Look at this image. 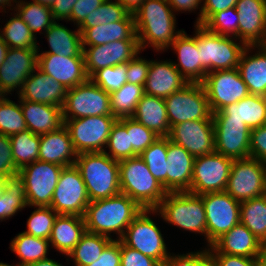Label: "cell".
<instances>
[{
	"mask_svg": "<svg viewBox=\"0 0 266 266\" xmlns=\"http://www.w3.org/2000/svg\"><path fill=\"white\" fill-rule=\"evenodd\" d=\"M20 104L27 129L34 134H46L64 125L62 107L28 100H20Z\"/></svg>",
	"mask_w": 266,
	"mask_h": 266,
	"instance_id": "obj_31",
	"label": "cell"
},
{
	"mask_svg": "<svg viewBox=\"0 0 266 266\" xmlns=\"http://www.w3.org/2000/svg\"><path fill=\"white\" fill-rule=\"evenodd\" d=\"M205 206L207 247L240 222V204L226 191L199 195Z\"/></svg>",
	"mask_w": 266,
	"mask_h": 266,
	"instance_id": "obj_13",
	"label": "cell"
},
{
	"mask_svg": "<svg viewBox=\"0 0 266 266\" xmlns=\"http://www.w3.org/2000/svg\"><path fill=\"white\" fill-rule=\"evenodd\" d=\"M194 27L196 28L194 37H189L182 29L171 44L178 55V64L175 62L173 64L187 82L201 83L207 71L201 65V55L197 47V24Z\"/></svg>",
	"mask_w": 266,
	"mask_h": 266,
	"instance_id": "obj_25",
	"label": "cell"
},
{
	"mask_svg": "<svg viewBox=\"0 0 266 266\" xmlns=\"http://www.w3.org/2000/svg\"><path fill=\"white\" fill-rule=\"evenodd\" d=\"M78 30L82 35V47L97 46L117 40H138L133 14L125 20L94 27H78Z\"/></svg>",
	"mask_w": 266,
	"mask_h": 266,
	"instance_id": "obj_30",
	"label": "cell"
},
{
	"mask_svg": "<svg viewBox=\"0 0 266 266\" xmlns=\"http://www.w3.org/2000/svg\"><path fill=\"white\" fill-rule=\"evenodd\" d=\"M171 8L174 12L179 11H194L198 9L199 5L202 7L200 3L202 0H167Z\"/></svg>",
	"mask_w": 266,
	"mask_h": 266,
	"instance_id": "obj_62",
	"label": "cell"
},
{
	"mask_svg": "<svg viewBox=\"0 0 266 266\" xmlns=\"http://www.w3.org/2000/svg\"><path fill=\"white\" fill-rule=\"evenodd\" d=\"M13 9L28 25L34 36L41 30L46 32L56 21L53 18L50 6L37 2H25L20 0Z\"/></svg>",
	"mask_w": 266,
	"mask_h": 266,
	"instance_id": "obj_41",
	"label": "cell"
},
{
	"mask_svg": "<svg viewBox=\"0 0 266 266\" xmlns=\"http://www.w3.org/2000/svg\"><path fill=\"white\" fill-rule=\"evenodd\" d=\"M214 266H256V257L210 253Z\"/></svg>",
	"mask_w": 266,
	"mask_h": 266,
	"instance_id": "obj_60",
	"label": "cell"
},
{
	"mask_svg": "<svg viewBox=\"0 0 266 266\" xmlns=\"http://www.w3.org/2000/svg\"><path fill=\"white\" fill-rule=\"evenodd\" d=\"M36 70L37 72L33 71L24 81L23 87L17 93L19 99L63 107L67 89L38 68Z\"/></svg>",
	"mask_w": 266,
	"mask_h": 266,
	"instance_id": "obj_24",
	"label": "cell"
},
{
	"mask_svg": "<svg viewBox=\"0 0 266 266\" xmlns=\"http://www.w3.org/2000/svg\"><path fill=\"white\" fill-rule=\"evenodd\" d=\"M143 94V86L126 82L120 89L110 93L112 115L117 119L132 117Z\"/></svg>",
	"mask_w": 266,
	"mask_h": 266,
	"instance_id": "obj_42",
	"label": "cell"
},
{
	"mask_svg": "<svg viewBox=\"0 0 266 266\" xmlns=\"http://www.w3.org/2000/svg\"><path fill=\"white\" fill-rule=\"evenodd\" d=\"M196 24L203 25L213 14L235 7L238 0H202Z\"/></svg>",
	"mask_w": 266,
	"mask_h": 266,
	"instance_id": "obj_57",
	"label": "cell"
},
{
	"mask_svg": "<svg viewBox=\"0 0 266 266\" xmlns=\"http://www.w3.org/2000/svg\"><path fill=\"white\" fill-rule=\"evenodd\" d=\"M164 101L170 128L186 121L213 120V113L201 83L188 82Z\"/></svg>",
	"mask_w": 266,
	"mask_h": 266,
	"instance_id": "obj_7",
	"label": "cell"
},
{
	"mask_svg": "<svg viewBox=\"0 0 266 266\" xmlns=\"http://www.w3.org/2000/svg\"><path fill=\"white\" fill-rule=\"evenodd\" d=\"M26 206H28V202L24 179L19 173L10 176L6 183V188L3 192H0V220L3 221L11 218Z\"/></svg>",
	"mask_w": 266,
	"mask_h": 266,
	"instance_id": "obj_38",
	"label": "cell"
},
{
	"mask_svg": "<svg viewBox=\"0 0 266 266\" xmlns=\"http://www.w3.org/2000/svg\"><path fill=\"white\" fill-rule=\"evenodd\" d=\"M18 173L19 169L13 161L10 137L0 134V174L16 175Z\"/></svg>",
	"mask_w": 266,
	"mask_h": 266,
	"instance_id": "obj_56",
	"label": "cell"
},
{
	"mask_svg": "<svg viewBox=\"0 0 266 266\" xmlns=\"http://www.w3.org/2000/svg\"><path fill=\"white\" fill-rule=\"evenodd\" d=\"M37 68L60 82L67 90L89 79L84 57H61L56 54H40L38 51Z\"/></svg>",
	"mask_w": 266,
	"mask_h": 266,
	"instance_id": "obj_22",
	"label": "cell"
},
{
	"mask_svg": "<svg viewBox=\"0 0 266 266\" xmlns=\"http://www.w3.org/2000/svg\"><path fill=\"white\" fill-rule=\"evenodd\" d=\"M86 232L84 217L77 215H58L49 237L50 246L68 255Z\"/></svg>",
	"mask_w": 266,
	"mask_h": 266,
	"instance_id": "obj_34",
	"label": "cell"
},
{
	"mask_svg": "<svg viewBox=\"0 0 266 266\" xmlns=\"http://www.w3.org/2000/svg\"><path fill=\"white\" fill-rule=\"evenodd\" d=\"M8 50V45L4 42L1 34H0V66L3 63V61L5 60V55L7 53Z\"/></svg>",
	"mask_w": 266,
	"mask_h": 266,
	"instance_id": "obj_65",
	"label": "cell"
},
{
	"mask_svg": "<svg viewBox=\"0 0 266 266\" xmlns=\"http://www.w3.org/2000/svg\"><path fill=\"white\" fill-rule=\"evenodd\" d=\"M256 266H266V251L256 257Z\"/></svg>",
	"mask_w": 266,
	"mask_h": 266,
	"instance_id": "obj_67",
	"label": "cell"
},
{
	"mask_svg": "<svg viewBox=\"0 0 266 266\" xmlns=\"http://www.w3.org/2000/svg\"><path fill=\"white\" fill-rule=\"evenodd\" d=\"M143 209L125 194L91 201L86 207L84 221L86 231L112 238V232L120 240L127 227Z\"/></svg>",
	"mask_w": 266,
	"mask_h": 266,
	"instance_id": "obj_2",
	"label": "cell"
},
{
	"mask_svg": "<svg viewBox=\"0 0 266 266\" xmlns=\"http://www.w3.org/2000/svg\"><path fill=\"white\" fill-rule=\"evenodd\" d=\"M33 2H37V3H40V4H43V5H47V6H51L52 3L55 1V0H32Z\"/></svg>",
	"mask_w": 266,
	"mask_h": 266,
	"instance_id": "obj_69",
	"label": "cell"
},
{
	"mask_svg": "<svg viewBox=\"0 0 266 266\" xmlns=\"http://www.w3.org/2000/svg\"><path fill=\"white\" fill-rule=\"evenodd\" d=\"M28 266H64V265L58 263V261L56 262L55 260L46 258V259L37 261L35 263H31Z\"/></svg>",
	"mask_w": 266,
	"mask_h": 266,
	"instance_id": "obj_64",
	"label": "cell"
},
{
	"mask_svg": "<svg viewBox=\"0 0 266 266\" xmlns=\"http://www.w3.org/2000/svg\"><path fill=\"white\" fill-rule=\"evenodd\" d=\"M75 166L91 201L116 196L120 191L119 161L104 152L77 154Z\"/></svg>",
	"mask_w": 266,
	"mask_h": 266,
	"instance_id": "obj_3",
	"label": "cell"
},
{
	"mask_svg": "<svg viewBox=\"0 0 266 266\" xmlns=\"http://www.w3.org/2000/svg\"><path fill=\"white\" fill-rule=\"evenodd\" d=\"M232 162L233 159L216 152L195 157L193 175L188 192L202 195L225 191Z\"/></svg>",
	"mask_w": 266,
	"mask_h": 266,
	"instance_id": "obj_15",
	"label": "cell"
},
{
	"mask_svg": "<svg viewBox=\"0 0 266 266\" xmlns=\"http://www.w3.org/2000/svg\"><path fill=\"white\" fill-rule=\"evenodd\" d=\"M195 157L168 137L167 148V192L190 190Z\"/></svg>",
	"mask_w": 266,
	"mask_h": 266,
	"instance_id": "obj_26",
	"label": "cell"
},
{
	"mask_svg": "<svg viewBox=\"0 0 266 266\" xmlns=\"http://www.w3.org/2000/svg\"><path fill=\"white\" fill-rule=\"evenodd\" d=\"M250 158L266 164V124L251 129Z\"/></svg>",
	"mask_w": 266,
	"mask_h": 266,
	"instance_id": "obj_55",
	"label": "cell"
},
{
	"mask_svg": "<svg viewBox=\"0 0 266 266\" xmlns=\"http://www.w3.org/2000/svg\"><path fill=\"white\" fill-rule=\"evenodd\" d=\"M48 239L37 238L24 232L19 233L10 243L11 250L21 259V266L48 258Z\"/></svg>",
	"mask_w": 266,
	"mask_h": 266,
	"instance_id": "obj_37",
	"label": "cell"
},
{
	"mask_svg": "<svg viewBox=\"0 0 266 266\" xmlns=\"http://www.w3.org/2000/svg\"><path fill=\"white\" fill-rule=\"evenodd\" d=\"M27 219V230L24 233L37 238L48 239L54 222L59 215L50 206H36Z\"/></svg>",
	"mask_w": 266,
	"mask_h": 266,
	"instance_id": "obj_48",
	"label": "cell"
},
{
	"mask_svg": "<svg viewBox=\"0 0 266 266\" xmlns=\"http://www.w3.org/2000/svg\"><path fill=\"white\" fill-rule=\"evenodd\" d=\"M151 60L138 57V54L126 63V79L128 83L144 87Z\"/></svg>",
	"mask_w": 266,
	"mask_h": 266,
	"instance_id": "obj_53",
	"label": "cell"
},
{
	"mask_svg": "<svg viewBox=\"0 0 266 266\" xmlns=\"http://www.w3.org/2000/svg\"><path fill=\"white\" fill-rule=\"evenodd\" d=\"M168 137L194 157L215 152L213 120L181 122L170 129Z\"/></svg>",
	"mask_w": 266,
	"mask_h": 266,
	"instance_id": "obj_18",
	"label": "cell"
},
{
	"mask_svg": "<svg viewBox=\"0 0 266 266\" xmlns=\"http://www.w3.org/2000/svg\"><path fill=\"white\" fill-rule=\"evenodd\" d=\"M231 14L234 17L231 16ZM233 20V21H232ZM238 12L235 7L229 8L224 11H219L213 14L203 26L212 33L220 34L223 36L233 37L238 39ZM231 33V34H230Z\"/></svg>",
	"mask_w": 266,
	"mask_h": 266,
	"instance_id": "obj_49",
	"label": "cell"
},
{
	"mask_svg": "<svg viewBox=\"0 0 266 266\" xmlns=\"http://www.w3.org/2000/svg\"><path fill=\"white\" fill-rule=\"evenodd\" d=\"M120 191L143 210H156L167 192L140 156L119 161Z\"/></svg>",
	"mask_w": 266,
	"mask_h": 266,
	"instance_id": "obj_4",
	"label": "cell"
},
{
	"mask_svg": "<svg viewBox=\"0 0 266 266\" xmlns=\"http://www.w3.org/2000/svg\"><path fill=\"white\" fill-rule=\"evenodd\" d=\"M49 42V51L41 54H56L64 57H84L82 35L80 31L69 30L56 21L45 32Z\"/></svg>",
	"mask_w": 266,
	"mask_h": 266,
	"instance_id": "obj_35",
	"label": "cell"
},
{
	"mask_svg": "<svg viewBox=\"0 0 266 266\" xmlns=\"http://www.w3.org/2000/svg\"><path fill=\"white\" fill-rule=\"evenodd\" d=\"M158 214L166 223L185 231L204 234L207 240L205 206L199 195L189 192H167L161 204L152 214Z\"/></svg>",
	"mask_w": 266,
	"mask_h": 266,
	"instance_id": "obj_5",
	"label": "cell"
},
{
	"mask_svg": "<svg viewBox=\"0 0 266 266\" xmlns=\"http://www.w3.org/2000/svg\"><path fill=\"white\" fill-rule=\"evenodd\" d=\"M129 13L117 0H105L98 9L89 14L78 27H94L125 20Z\"/></svg>",
	"mask_w": 266,
	"mask_h": 266,
	"instance_id": "obj_47",
	"label": "cell"
},
{
	"mask_svg": "<svg viewBox=\"0 0 266 266\" xmlns=\"http://www.w3.org/2000/svg\"><path fill=\"white\" fill-rule=\"evenodd\" d=\"M234 37L212 33L197 24V47L201 65L209 72L238 68L240 56L246 45L236 43Z\"/></svg>",
	"mask_w": 266,
	"mask_h": 266,
	"instance_id": "obj_6",
	"label": "cell"
},
{
	"mask_svg": "<svg viewBox=\"0 0 266 266\" xmlns=\"http://www.w3.org/2000/svg\"><path fill=\"white\" fill-rule=\"evenodd\" d=\"M9 137L13 161L19 170L39 160L40 135L27 129Z\"/></svg>",
	"mask_w": 266,
	"mask_h": 266,
	"instance_id": "obj_40",
	"label": "cell"
},
{
	"mask_svg": "<svg viewBox=\"0 0 266 266\" xmlns=\"http://www.w3.org/2000/svg\"><path fill=\"white\" fill-rule=\"evenodd\" d=\"M132 117L159 137L170 134L171 128L163 98L144 93Z\"/></svg>",
	"mask_w": 266,
	"mask_h": 266,
	"instance_id": "obj_33",
	"label": "cell"
},
{
	"mask_svg": "<svg viewBox=\"0 0 266 266\" xmlns=\"http://www.w3.org/2000/svg\"><path fill=\"white\" fill-rule=\"evenodd\" d=\"M76 159L77 153L64 125L55 131L40 135L39 161L67 167L74 165Z\"/></svg>",
	"mask_w": 266,
	"mask_h": 266,
	"instance_id": "obj_28",
	"label": "cell"
},
{
	"mask_svg": "<svg viewBox=\"0 0 266 266\" xmlns=\"http://www.w3.org/2000/svg\"><path fill=\"white\" fill-rule=\"evenodd\" d=\"M0 34L8 48L39 49L36 37L28 25L14 13V16L4 25Z\"/></svg>",
	"mask_w": 266,
	"mask_h": 266,
	"instance_id": "obj_44",
	"label": "cell"
},
{
	"mask_svg": "<svg viewBox=\"0 0 266 266\" xmlns=\"http://www.w3.org/2000/svg\"><path fill=\"white\" fill-rule=\"evenodd\" d=\"M6 95L1 91L0 89V101L5 97Z\"/></svg>",
	"mask_w": 266,
	"mask_h": 266,
	"instance_id": "obj_71",
	"label": "cell"
},
{
	"mask_svg": "<svg viewBox=\"0 0 266 266\" xmlns=\"http://www.w3.org/2000/svg\"><path fill=\"white\" fill-rule=\"evenodd\" d=\"M0 266H14V265H8L7 263L0 262ZM17 266H21V265L18 263Z\"/></svg>",
	"mask_w": 266,
	"mask_h": 266,
	"instance_id": "obj_70",
	"label": "cell"
},
{
	"mask_svg": "<svg viewBox=\"0 0 266 266\" xmlns=\"http://www.w3.org/2000/svg\"><path fill=\"white\" fill-rule=\"evenodd\" d=\"M77 1L78 0H55L50 6L53 18L57 21L68 20L71 16L73 6Z\"/></svg>",
	"mask_w": 266,
	"mask_h": 266,
	"instance_id": "obj_61",
	"label": "cell"
},
{
	"mask_svg": "<svg viewBox=\"0 0 266 266\" xmlns=\"http://www.w3.org/2000/svg\"><path fill=\"white\" fill-rule=\"evenodd\" d=\"M238 40L246 46L266 45V0H238Z\"/></svg>",
	"mask_w": 266,
	"mask_h": 266,
	"instance_id": "obj_21",
	"label": "cell"
},
{
	"mask_svg": "<svg viewBox=\"0 0 266 266\" xmlns=\"http://www.w3.org/2000/svg\"><path fill=\"white\" fill-rule=\"evenodd\" d=\"M225 191L243 202L266 193V164L253 158L233 160Z\"/></svg>",
	"mask_w": 266,
	"mask_h": 266,
	"instance_id": "obj_11",
	"label": "cell"
},
{
	"mask_svg": "<svg viewBox=\"0 0 266 266\" xmlns=\"http://www.w3.org/2000/svg\"><path fill=\"white\" fill-rule=\"evenodd\" d=\"M116 120L114 115L63 119L77 154L104 152Z\"/></svg>",
	"mask_w": 266,
	"mask_h": 266,
	"instance_id": "obj_8",
	"label": "cell"
},
{
	"mask_svg": "<svg viewBox=\"0 0 266 266\" xmlns=\"http://www.w3.org/2000/svg\"><path fill=\"white\" fill-rule=\"evenodd\" d=\"M63 166L35 161L22 167L19 175L24 179L28 206H50Z\"/></svg>",
	"mask_w": 266,
	"mask_h": 266,
	"instance_id": "obj_14",
	"label": "cell"
},
{
	"mask_svg": "<svg viewBox=\"0 0 266 266\" xmlns=\"http://www.w3.org/2000/svg\"><path fill=\"white\" fill-rule=\"evenodd\" d=\"M127 133L129 134L130 145L137 156L159 138L157 134L133 117H127Z\"/></svg>",
	"mask_w": 266,
	"mask_h": 266,
	"instance_id": "obj_51",
	"label": "cell"
},
{
	"mask_svg": "<svg viewBox=\"0 0 266 266\" xmlns=\"http://www.w3.org/2000/svg\"><path fill=\"white\" fill-rule=\"evenodd\" d=\"M121 241L113 239L102 251L99 258L87 266H120Z\"/></svg>",
	"mask_w": 266,
	"mask_h": 266,
	"instance_id": "obj_58",
	"label": "cell"
},
{
	"mask_svg": "<svg viewBox=\"0 0 266 266\" xmlns=\"http://www.w3.org/2000/svg\"><path fill=\"white\" fill-rule=\"evenodd\" d=\"M163 266H214L209 249L180 255H169Z\"/></svg>",
	"mask_w": 266,
	"mask_h": 266,
	"instance_id": "obj_52",
	"label": "cell"
},
{
	"mask_svg": "<svg viewBox=\"0 0 266 266\" xmlns=\"http://www.w3.org/2000/svg\"><path fill=\"white\" fill-rule=\"evenodd\" d=\"M38 49L8 48L0 66V89L7 95L17 88L20 92L24 81L36 71Z\"/></svg>",
	"mask_w": 266,
	"mask_h": 266,
	"instance_id": "obj_20",
	"label": "cell"
},
{
	"mask_svg": "<svg viewBox=\"0 0 266 266\" xmlns=\"http://www.w3.org/2000/svg\"><path fill=\"white\" fill-rule=\"evenodd\" d=\"M16 104L7 97L0 101V134L12 136L27 130L20 101Z\"/></svg>",
	"mask_w": 266,
	"mask_h": 266,
	"instance_id": "obj_46",
	"label": "cell"
},
{
	"mask_svg": "<svg viewBox=\"0 0 266 266\" xmlns=\"http://www.w3.org/2000/svg\"><path fill=\"white\" fill-rule=\"evenodd\" d=\"M89 203L86 185L78 168L75 164L63 167L50 207L59 215L83 217Z\"/></svg>",
	"mask_w": 266,
	"mask_h": 266,
	"instance_id": "obj_12",
	"label": "cell"
},
{
	"mask_svg": "<svg viewBox=\"0 0 266 266\" xmlns=\"http://www.w3.org/2000/svg\"><path fill=\"white\" fill-rule=\"evenodd\" d=\"M212 119H237L254 129L266 124V101L264 96L249 94L237 103L214 112Z\"/></svg>",
	"mask_w": 266,
	"mask_h": 266,
	"instance_id": "obj_32",
	"label": "cell"
},
{
	"mask_svg": "<svg viewBox=\"0 0 266 266\" xmlns=\"http://www.w3.org/2000/svg\"><path fill=\"white\" fill-rule=\"evenodd\" d=\"M174 13L167 0H145L140 5L133 14L140 50L144 51L148 45L157 51L169 49L182 32L175 30Z\"/></svg>",
	"mask_w": 266,
	"mask_h": 266,
	"instance_id": "obj_1",
	"label": "cell"
},
{
	"mask_svg": "<svg viewBox=\"0 0 266 266\" xmlns=\"http://www.w3.org/2000/svg\"><path fill=\"white\" fill-rule=\"evenodd\" d=\"M240 222L266 246V194L241 202Z\"/></svg>",
	"mask_w": 266,
	"mask_h": 266,
	"instance_id": "obj_36",
	"label": "cell"
},
{
	"mask_svg": "<svg viewBox=\"0 0 266 266\" xmlns=\"http://www.w3.org/2000/svg\"><path fill=\"white\" fill-rule=\"evenodd\" d=\"M105 148H109L110 154L107 151H104V153L116 161L137 156L132 149V145H130L129 134L127 133V117L116 120Z\"/></svg>",
	"mask_w": 266,
	"mask_h": 266,
	"instance_id": "obj_45",
	"label": "cell"
},
{
	"mask_svg": "<svg viewBox=\"0 0 266 266\" xmlns=\"http://www.w3.org/2000/svg\"><path fill=\"white\" fill-rule=\"evenodd\" d=\"M90 79L110 94L120 89L127 82L126 64L99 69Z\"/></svg>",
	"mask_w": 266,
	"mask_h": 266,
	"instance_id": "obj_50",
	"label": "cell"
},
{
	"mask_svg": "<svg viewBox=\"0 0 266 266\" xmlns=\"http://www.w3.org/2000/svg\"><path fill=\"white\" fill-rule=\"evenodd\" d=\"M255 48L259 51L248 56L249 51ZM238 70L249 94L264 96L266 94V45L246 46L240 56Z\"/></svg>",
	"mask_w": 266,
	"mask_h": 266,
	"instance_id": "obj_29",
	"label": "cell"
},
{
	"mask_svg": "<svg viewBox=\"0 0 266 266\" xmlns=\"http://www.w3.org/2000/svg\"><path fill=\"white\" fill-rule=\"evenodd\" d=\"M215 152L233 160L250 158L251 129L241 120L213 119Z\"/></svg>",
	"mask_w": 266,
	"mask_h": 266,
	"instance_id": "obj_17",
	"label": "cell"
},
{
	"mask_svg": "<svg viewBox=\"0 0 266 266\" xmlns=\"http://www.w3.org/2000/svg\"><path fill=\"white\" fill-rule=\"evenodd\" d=\"M10 176L13 175H6V174H0V192H3L4 189L6 188V183Z\"/></svg>",
	"mask_w": 266,
	"mask_h": 266,
	"instance_id": "obj_66",
	"label": "cell"
},
{
	"mask_svg": "<svg viewBox=\"0 0 266 266\" xmlns=\"http://www.w3.org/2000/svg\"><path fill=\"white\" fill-rule=\"evenodd\" d=\"M187 83L174 66L173 61L151 60L143 88L145 94L165 99Z\"/></svg>",
	"mask_w": 266,
	"mask_h": 266,
	"instance_id": "obj_27",
	"label": "cell"
},
{
	"mask_svg": "<svg viewBox=\"0 0 266 266\" xmlns=\"http://www.w3.org/2000/svg\"><path fill=\"white\" fill-rule=\"evenodd\" d=\"M88 47H83L82 53L89 78L99 69L126 64L141 52L138 40H117Z\"/></svg>",
	"mask_w": 266,
	"mask_h": 266,
	"instance_id": "obj_19",
	"label": "cell"
},
{
	"mask_svg": "<svg viewBox=\"0 0 266 266\" xmlns=\"http://www.w3.org/2000/svg\"><path fill=\"white\" fill-rule=\"evenodd\" d=\"M208 249L209 253L258 257L266 251V246L244 224L239 222L211 246H208Z\"/></svg>",
	"mask_w": 266,
	"mask_h": 266,
	"instance_id": "obj_23",
	"label": "cell"
},
{
	"mask_svg": "<svg viewBox=\"0 0 266 266\" xmlns=\"http://www.w3.org/2000/svg\"><path fill=\"white\" fill-rule=\"evenodd\" d=\"M112 238L86 231L74 249L67 255L75 266H87L96 261Z\"/></svg>",
	"mask_w": 266,
	"mask_h": 266,
	"instance_id": "obj_39",
	"label": "cell"
},
{
	"mask_svg": "<svg viewBox=\"0 0 266 266\" xmlns=\"http://www.w3.org/2000/svg\"><path fill=\"white\" fill-rule=\"evenodd\" d=\"M120 266H162L157 260L144 255L121 242Z\"/></svg>",
	"mask_w": 266,
	"mask_h": 266,
	"instance_id": "obj_54",
	"label": "cell"
},
{
	"mask_svg": "<svg viewBox=\"0 0 266 266\" xmlns=\"http://www.w3.org/2000/svg\"><path fill=\"white\" fill-rule=\"evenodd\" d=\"M203 85L212 113L249 95L238 68L207 73Z\"/></svg>",
	"mask_w": 266,
	"mask_h": 266,
	"instance_id": "obj_16",
	"label": "cell"
},
{
	"mask_svg": "<svg viewBox=\"0 0 266 266\" xmlns=\"http://www.w3.org/2000/svg\"><path fill=\"white\" fill-rule=\"evenodd\" d=\"M129 13L134 14L135 11L145 0H117Z\"/></svg>",
	"mask_w": 266,
	"mask_h": 266,
	"instance_id": "obj_63",
	"label": "cell"
},
{
	"mask_svg": "<svg viewBox=\"0 0 266 266\" xmlns=\"http://www.w3.org/2000/svg\"><path fill=\"white\" fill-rule=\"evenodd\" d=\"M167 148L168 136L159 137L139 156L148 166L153 177L163 186L167 192Z\"/></svg>",
	"mask_w": 266,
	"mask_h": 266,
	"instance_id": "obj_43",
	"label": "cell"
},
{
	"mask_svg": "<svg viewBox=\"0 0 266 266\" xmlns=\"http://www.w3.org/2000/svg\"><path fill=\"white\" fill-rule=\"evenodd\" d=\"M105 0H78L72 9L71 16L67 21H73L77 27L85 20V18L93 13L94 10Z\"/></svg>",
	"mask_w": 266,
	"mask_h": 266,
	"instance_id": "obj_59",
	"label": "cell"
},
{
	"mask_svg": "<svg viewBox=\"0 0 266 266\" xmlns=\"http://www.w3.org/2000/svg\"><path fill=\"white\" fill-rule=\"evenodd\" d=\"M151 212L148 209L141 211L127 227L120 241L157 260L163 266L170 254L159 227L148 215Z\"/></svg>",
	"mask_w": 266,
	"mask_h": 266,
	"instance_id": "obj_10",
	"label": "cell"
},
{
	"mask_svg": "<svg viewBox=\"0 0 266 266\" xmlns=\"http://www.w3.org/2000/svg\"><path fill=\"white\" fill-rule=\"evenodd\" d=\"M11 2H15V3H18L19 2V0L18 1H16V0H0V8H1V10H4L5 11V7L6 6H11L12 7V4H11Z\"/></svg>",
	"mask_w": 266,
	"mask_h": 266,
	"instance_id": "obj_68",
	"label": "cell"
},
{
	"mask_svg": "<svg viewBox=\"0 0 266 266\" xmlns=\"http://www.w3.org/2000/svg\"><path fill=\"white\" fill-rule=\"evenodd\" d=\"M63 119L112 115L110 94L90 78L66 91Z\"/></svg>",
	"mask_w": 266,
	"mask_h": 266,
	"instance_id": "obj_9",
	"label": "cell"
}]
</instances>
